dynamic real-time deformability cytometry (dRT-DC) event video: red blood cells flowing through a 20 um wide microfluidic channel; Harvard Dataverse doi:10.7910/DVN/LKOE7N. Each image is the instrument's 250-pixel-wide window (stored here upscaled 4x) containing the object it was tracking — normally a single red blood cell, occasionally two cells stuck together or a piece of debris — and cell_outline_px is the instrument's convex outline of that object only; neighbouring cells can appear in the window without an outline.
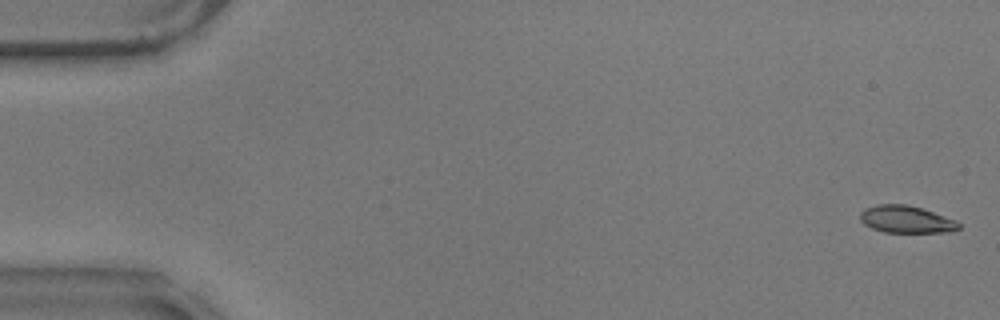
{"species": "common noctule bat (a hibernating species)", "species_latin": "Nyctalus noctula", "temperature_condition": "warm", "stored_images_in_passage": 58, "camera_frame_rate_fps": 3000, "um_per_image_px": 0.085, "animal": {"sex": "male", "body_mass_g": 17.9}, "frame": {"image": 1, "passage_image": 2, "time_ms": 0.333, "image_size_px": [1000, 320], "cell_outline_px": [[960, 228], [952, 232], [884, 232], [872, 228], [864, 224], [860, 220], [860, 212], [864, 208], [876, 204], [904, 204], [920, 208], [956, 220], [960, 224]], "centroid_in_image_um": [77.0, 18.65], "position_along_channel_um": 8.0, "area_um2": 15.61}}
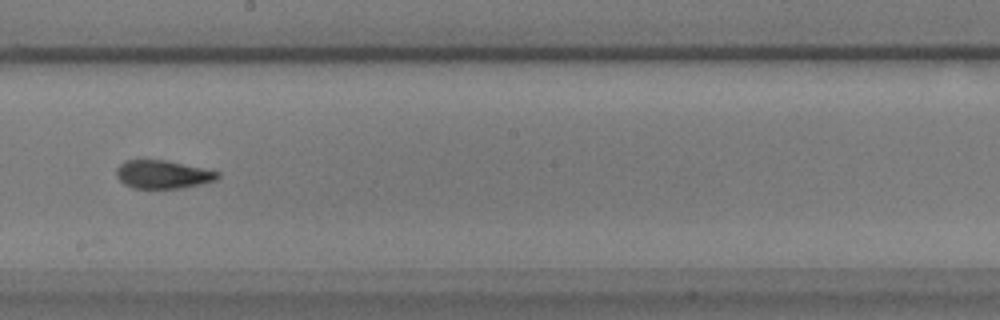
{"frame": {"image": 2, "passage_image": 33, "time_ms": 10.667, "image_size_px": [1000, 320], "cell_outline_px": [[220, 176], [216, 180], [180, 188], [132, 188], [124, 184], [116, 176], [116, 168], [124, 160], [168, 160], [220, 172]], "centroid_in_image_um": [13.81, 14.81], "position_along_channel_um": 234.4, "area_um2": 16.65}}
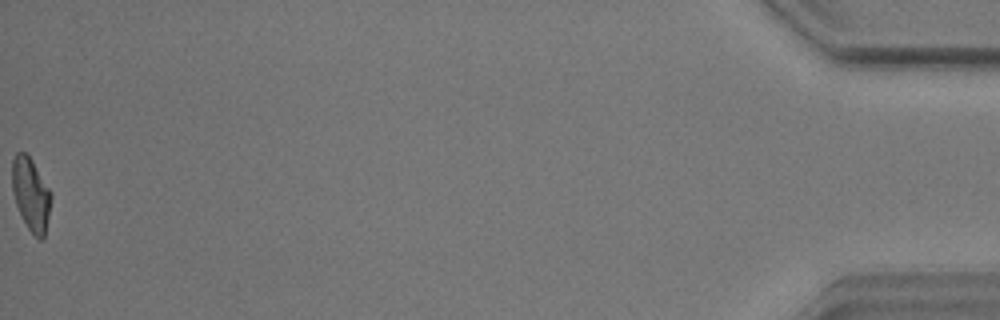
{"frame": {"image": 3, "passage_image": 58, "time_ms": 19.0, "image_size_px": [1000, 320], "cell_outline_px": [[52, 196], [44, 236], [40, 240], [28, 228], [16, 204], [12, 192], [12, 160], [16, 152], [24, 152], [32, 160], [52, 192]], "centroid_in_image_um": [2.62, 16.47], "position_along_channel_um": 432.6, "area_um2": 16.36}, "authors_computed_cell_mechanics": {"area_um2": 16.5886, "velocity_mm_per_s": 3.5633, "shape_relaxation_time_tau1_ms": null, "shape_relaxation_time_tau2_ms": 2.1991, "deformation_change_tau1": null, "deformation_change_tau2": 0.0843}}